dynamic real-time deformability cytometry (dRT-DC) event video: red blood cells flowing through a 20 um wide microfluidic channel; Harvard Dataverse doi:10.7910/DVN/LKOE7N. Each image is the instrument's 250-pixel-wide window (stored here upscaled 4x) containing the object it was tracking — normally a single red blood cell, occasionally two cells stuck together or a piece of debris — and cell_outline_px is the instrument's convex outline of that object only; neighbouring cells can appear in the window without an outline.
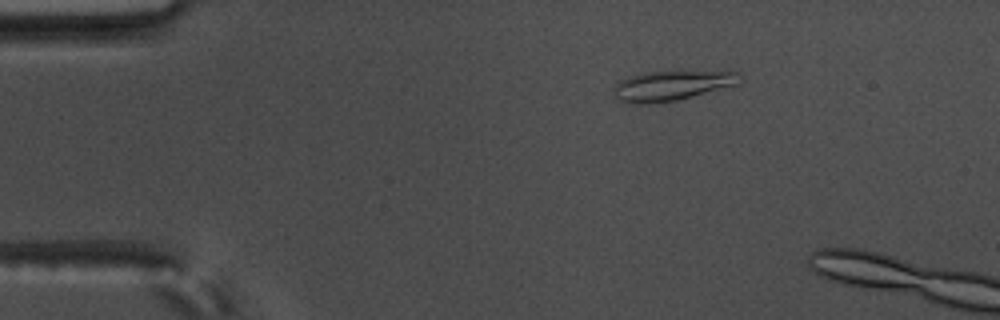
{"species": "common noctule bat (a hibernating species)", "species_latin": "Nyctalus noctula", "temperature_condition": "warm", "stored_images_in_passage": 7, "camera_frame_rate_fps": 3000, "um_per_image_px": 0.085, "animal": {"sex": "male", "body_mass_g": 17.5, "forearm_length_mm": 52.3}, "frame": {"image": 1, "passage_image": 3, "time_ms": 0.667, "image_size_px": [1000, 320], "cell_outline_px": [[744, 76], [740, 84], [676, 100], [648, 104], [628, 104], [612, 96], [612, 88], [620, 80], [628, 76], [644, 72], [672, 68], [740, 72]], "centroid_in_image_um": [57.13, 7.21], "position_along_channel_um": 27.9, "area_um2": 23.47}}